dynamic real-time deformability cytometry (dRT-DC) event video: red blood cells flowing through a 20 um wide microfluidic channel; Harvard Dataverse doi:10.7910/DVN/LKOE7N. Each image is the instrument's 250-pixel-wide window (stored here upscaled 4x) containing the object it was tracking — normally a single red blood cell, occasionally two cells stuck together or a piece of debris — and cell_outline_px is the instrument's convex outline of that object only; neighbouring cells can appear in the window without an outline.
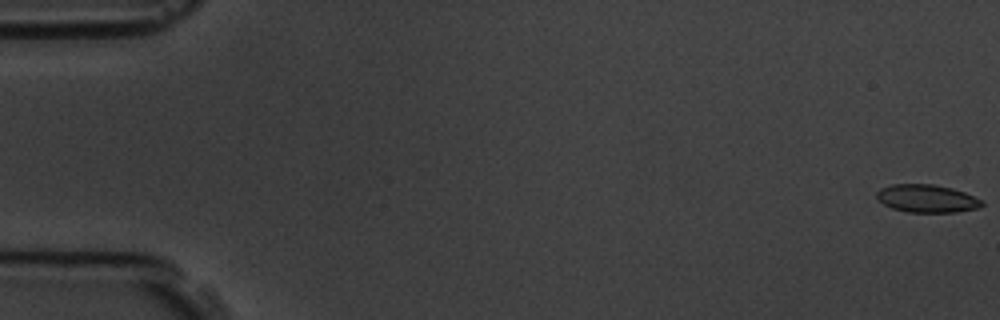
{"species": "common noctule bat (a hibernating species)", "species_latin": "Nyctalus noctula", "temperature_condition": "room temperature", "stored_images_in_passage": 9, "camera_frame_rate_fps": 3000, "um_per_image_px": 0.085, "animal": {"sex": "male", "body_mass_g": 19.5, "forearm_length_mm": 54.6}, "frame": {"image": 1, "passage_image": 1, "time_ms": 0.0, "image_size_px": [1000, 320], "cell_outline_px": [[984, 204], [980, 208], [956, 212], [908, 212], [892, 208], [884, 204], [876, 196], [876, 192], [880, 188], [892, 184], [932, 184], [952, 188], [964, 192], [984, 200]], "centroid_in_image_um": [78.82, 16.87], "position_along_channel_um": 6.2, "area_um2": 17.17}}
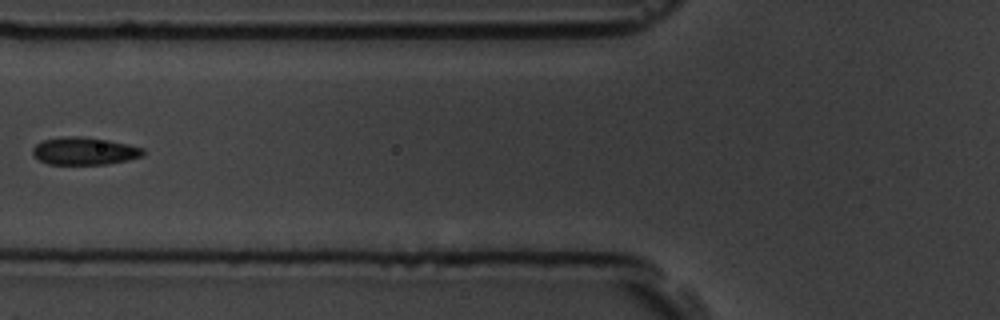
{"frame": {"image": 2, "passage_image": 7, "time_ms": 7.0, "image_size_px": [1000, 320], "cell_outline_px": [[144, 156], [128, 160], [108, 164], [48, 164], [32, 156], [32, 148], [36, 144], [44, 140], [68, 136], [84, 136], [108, 140], [128, 144], [144, 148]], "centroid_in_image_um": [7.18, 12.84], "position_along_channel_um": 118.6, "area_um2": 17.86}}
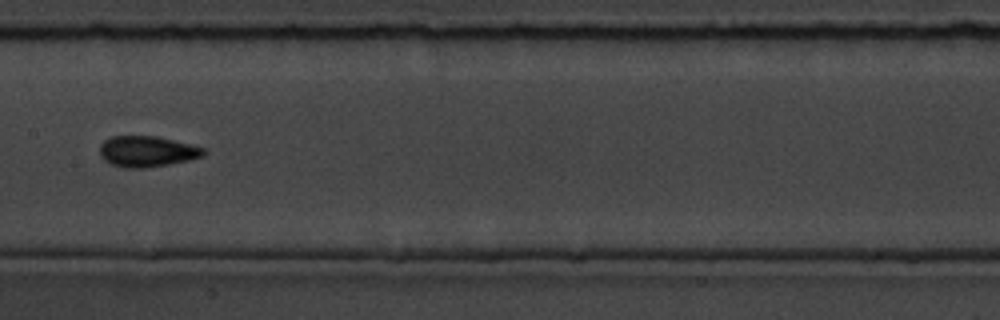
{"frame": {"image": 3, "passage_image": 9, "time_ms": 9.0, "image_size_px": [1000, 320], "cell_outline_px": [[208, 152], [204, 156], [188, 160], [168, 164], [144, 168], [124, 168], [112, 164], [104, 160], [100, 156], [100, 144], [104, 140], [112, 136], [156, 136], [204, 148]], "centroid_in_image_um": [12.48, 12.87], "position_along_channel_um": 194.9, "area_um2": 18.61}}